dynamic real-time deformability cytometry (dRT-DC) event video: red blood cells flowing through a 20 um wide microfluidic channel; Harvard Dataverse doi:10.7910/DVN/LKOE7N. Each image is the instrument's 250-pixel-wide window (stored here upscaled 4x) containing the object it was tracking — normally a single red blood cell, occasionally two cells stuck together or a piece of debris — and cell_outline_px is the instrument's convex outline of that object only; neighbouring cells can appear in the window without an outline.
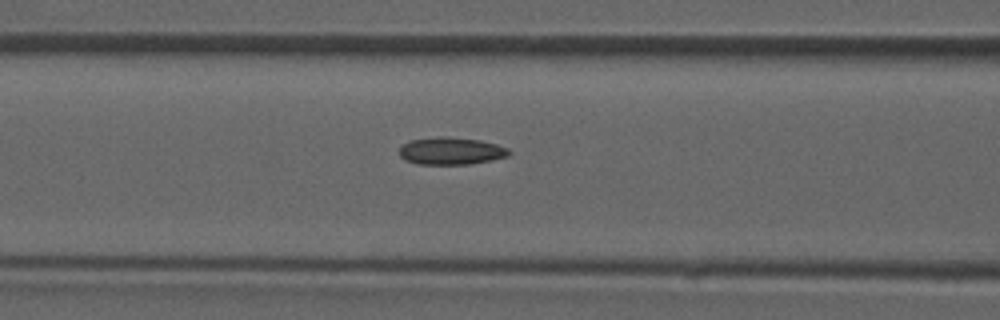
{"species": "common noctule bat (a hibernating species)", "species_latin": "Nyctalus noctula", "temperature_condition": "room temperature", "stored_images_in_passage": 40, "camera_frame_rate_fps": 3000, "um_per_image_px": 0.085, "animal": {"sex": "male", "forearm_length_mm": 52.5}, "frame": {"image": 1, "passage_image": 12, "time_ms": 3.667, "image_size_px": [1000, 320], "cell_outline_px": [[512, 152], [508, 156], [492, 160], [468, 164], [416, 164], [404, 160], [400, 156], [400, 148], [404, 144], [412, 140], [436, 136], [444, 136], [480, 140], [496, 144], [508, 148]], "centroid_in_image_um": [38.35, 12.83], "position_along_channel_um": 128.3, "area_um2": 17.51}}